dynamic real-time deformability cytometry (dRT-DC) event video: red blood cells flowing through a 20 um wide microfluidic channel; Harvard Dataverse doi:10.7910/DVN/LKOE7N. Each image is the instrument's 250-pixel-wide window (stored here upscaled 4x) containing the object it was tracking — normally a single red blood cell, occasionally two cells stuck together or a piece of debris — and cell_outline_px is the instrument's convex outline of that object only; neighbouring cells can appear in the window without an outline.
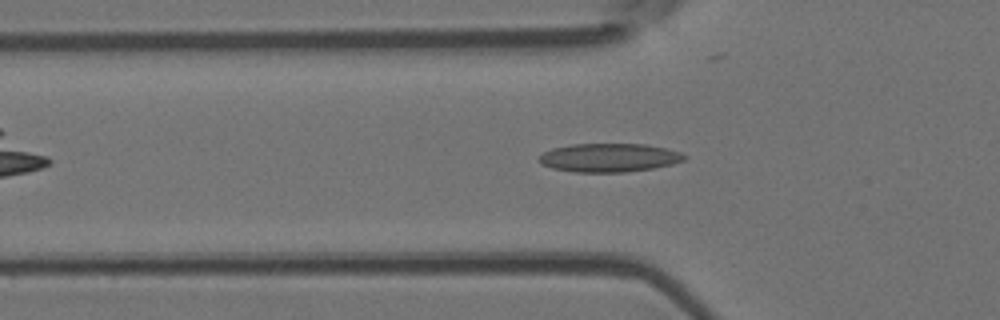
{"species": "Egyptian fruit bat (a non-hibernating species)", "species_latin": "Rousettus aegyptiacus", "temperature_condition": "room temperature", "stored_images_in_passage": 41, "camera_frame_rate_fps": 3000, "um_per_image_px": 0.085, "animal": {"sex": "female"}, "frame": {"image": 1, "passage_image": 4, "time_ms": 1.0, "image_size_px": [1000, 320], "cell_outline_px": [[688, 156], [684, 160], [672, 164], [652, 168], [624, 172], [572, 172], [552, 168], [540, 164], [536, 160], [544, 152], [552, 148], [572, 144], [644, 144], [664, 148], [680, 152]], "centroid_in_image_um": [51.73, 13.4], "position_along_channel_um": 74.1, "area_um2": 24.22}}
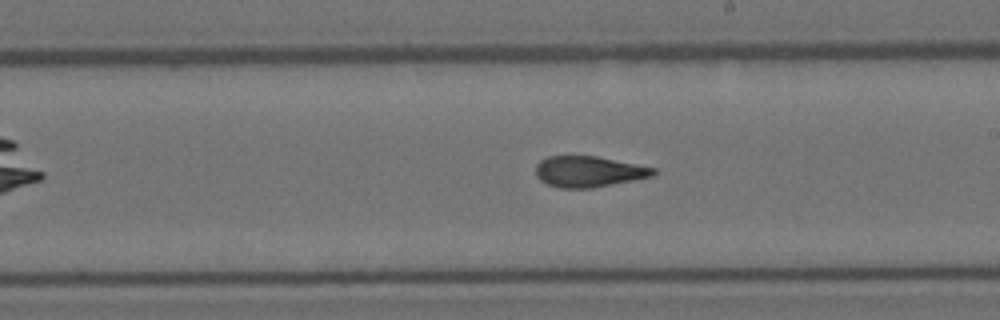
{"frame": {"image": 2, "passage_image": 17, "time_ms": 5.333, "image_size_px": [1000, 320], "cell_outline_px": [[656, 172], [652, 176], [592, 188], [560, 188], [548, 184], [540, 180], [536, 176], [536, 164], [540, 160], [548, 156], [596, 156], [656, 168]], "centroid_in_image_um": [50.0, 14.58], "position_along_channel_um": 239.0, "area_um2": 21.04}}
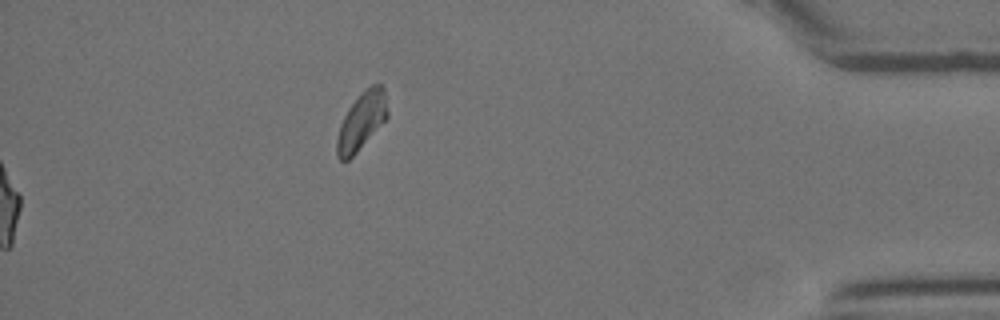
{"frame": {"image": 3, "passage_image": 41, "time_ms": 13.333, "image_size_px": [1000, 320], "cell_outline_px": [[388, 116], [356, 152], [348, 160], [340, 160], [336, 156], [336, 140], [340, 124], [348, 108], [360, 92], [364, 88], [372, 84], [380, 84], [384, 88], [388, 112]], "centroid_in_image_um": [30.71, 10.26], "position_along_channel_um": 404.5, "area_um2": 16.82}, "authors_computed_cell_mechanics": {"area_um2": 21.7906, "velocity_mm_per_s": 3.7782, "shape_relaxation_time_tau1_ms": 9.2467, "shape_relaxation_time_tau2_ms": 2.1157, "deformation_change_tau1": 0.2232, "deformation_change_tau2": 0.098}}